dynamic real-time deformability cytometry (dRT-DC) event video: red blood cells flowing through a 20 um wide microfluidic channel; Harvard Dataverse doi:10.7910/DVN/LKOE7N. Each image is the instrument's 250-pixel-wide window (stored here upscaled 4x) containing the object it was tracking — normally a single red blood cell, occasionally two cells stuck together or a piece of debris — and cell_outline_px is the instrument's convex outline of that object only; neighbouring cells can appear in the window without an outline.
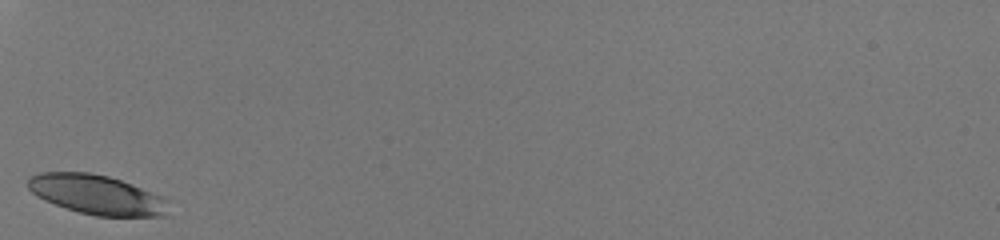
{"species": "human", "species_latin": "Homo sapiens", "temperature_condition": "room temperature", "stored_images_in_passage": 25, "camera_frame_rate_fps": 3000, "um_per_image_px": 0.085, "donor": {"sex": "male"}, "frame": {"image": 1, "passage_image": 1, "time_ms": 0.0, "image_size_px": [1000, 240], "cell_outline_px": [[168, 200], [164, 216], [96, 216], [80, 212], [44, 200], [36, 196], [28, 188], [28, 180], [32, 176], [40, 172], [88, 172], [108, 176], [120, 180], [164, 196]], "centroid_in_image_um": [8.22, 16.54], "position_along_channel_um": 76.8, "area_um2": 32.08}}
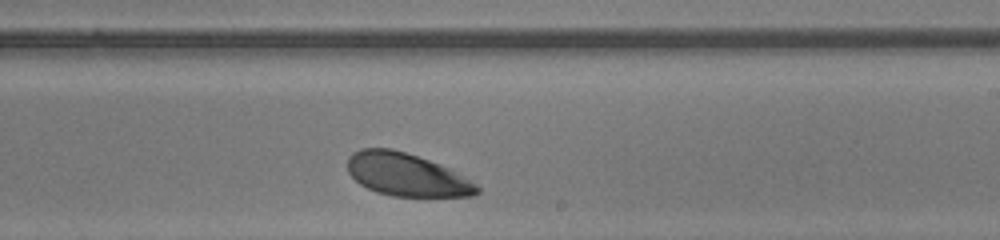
{"frame": {"image": 2, "passage_image": 15, "time_ms": 4.667, "image_size_px": [1000, 240], "cell_outline_px": [[480, 192], [472, 196], [392, 196], [376, 192], [360, 184], [348, 172], [348, 156], [352, 152], [360, 148], [392, 148], [428, 160], [448, 168], [476, 184], [480, 188]], "centroid_in_image_um": [34.52, 14.85], "position_along_channel_um": 254.5, "area_um2": 32.02}}
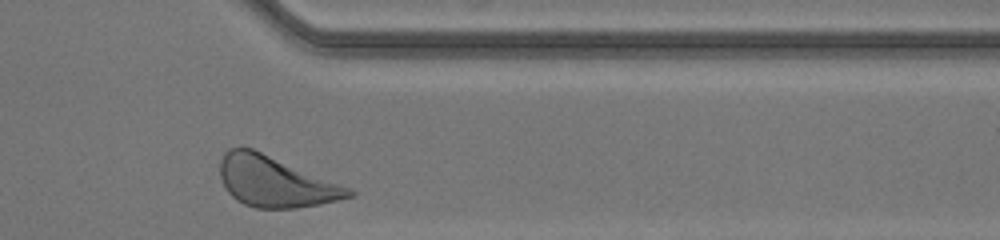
{"frame": {"image": 3, "passage_image": 25, "time_ms": 8.0, "image_size_px": [1000, 240], "cell_outline_px": [[356, 196], [320, 204], [296, 208], [256, 208], [244, 204], [236, 200], [228, 192], [220, 176], [220, 160], [224, 152], [228, 148], [252, 148], [352, 188], [356, 192]], "centroid_in_image_um": [23.43, 15.45], "position_along_channel_um": 388.0, "area_um2": 37.97}, "authors_computed_cell_mechanics": {"area_um2": 33.6974, "velocity_mm_per_s": 3.9756, "shape_relaxation_time_tau1_ms": 1.4512, "shape_relaxation_time_tau2_ms": 8.7711, "deformation_change_tau1": 0.0968, "deformation_change_tau2": 0.1469}}